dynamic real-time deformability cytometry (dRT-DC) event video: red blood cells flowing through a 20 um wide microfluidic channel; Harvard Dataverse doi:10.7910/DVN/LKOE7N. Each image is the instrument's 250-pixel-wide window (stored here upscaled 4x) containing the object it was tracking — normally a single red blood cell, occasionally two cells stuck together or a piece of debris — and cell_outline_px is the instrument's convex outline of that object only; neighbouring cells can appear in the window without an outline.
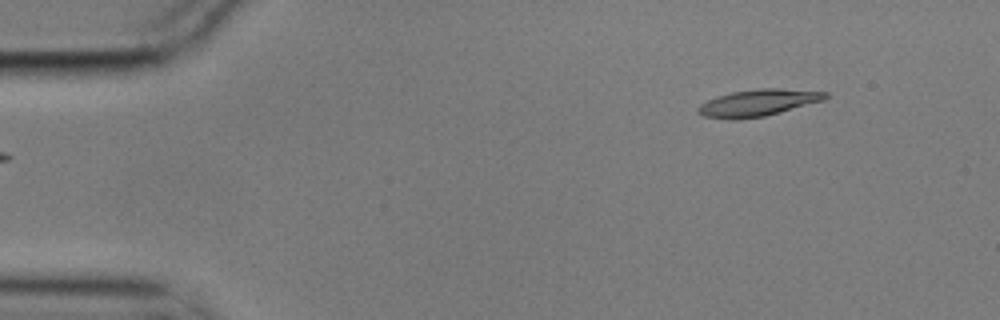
{"species": "common noctule bat (a hibernating species)", "species_latin": "Nyctalus noctula", "temperature_condition": "cold", "stored_images_in_passage": 5, "camera_frame_rate_fps": 3000, "um_per_image_px": 0.085, "animal": {"sex": "male", "body_mass_g": 17.9}, "frame": {"image": 1, "passage_image": 5, "time_ms": 1.333, "image_size_px": [1000, 320], "cell_outline_px": [[828, 96], [824, 100], [780, 112], [764, 116], [736, 120], [732, 120], [704, 116], [696, 112], [696, 108], [700, 104], [708, 100], [732, 92], [760, 88], [776, 88], [828, 92]], "centroid_in_image_um": [64.41, 8.74], "position_along_channel_um": 20.6, "area_um2": 19.71}}